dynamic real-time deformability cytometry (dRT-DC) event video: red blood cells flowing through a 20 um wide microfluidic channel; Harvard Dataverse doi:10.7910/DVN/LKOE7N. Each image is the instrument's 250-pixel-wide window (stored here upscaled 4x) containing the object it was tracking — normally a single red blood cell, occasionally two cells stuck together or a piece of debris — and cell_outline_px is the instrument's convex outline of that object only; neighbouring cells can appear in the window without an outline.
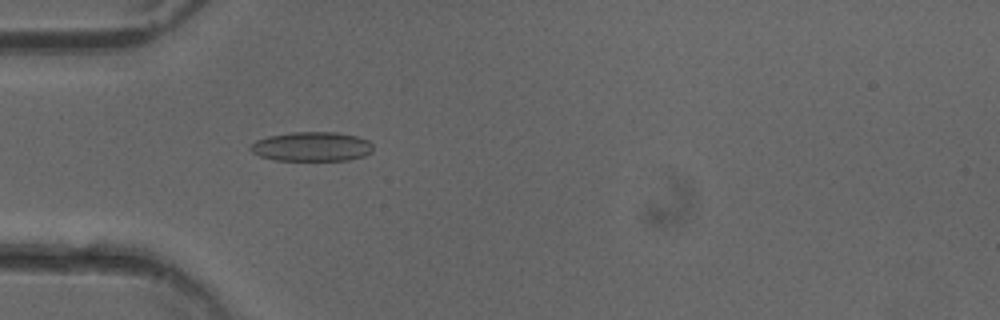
{"species": "common noctule bat (a hibernating species)", "species_latin": "Nyctalus noctula", "temperature_condition": "cold", "stored_images_in_passage": 44, "camera_frame_rate_fps": 3000, "um_per_image_px": 0.085, "animal": {"sex": "female"}, "frame": {"image": 1, "passage_image": 16, "time_ms": 5.0, "image_size_px": [1000, 320], "cell_outline_px": [[372, 152], [364, 156], [348, 160], [272, 160], [260, 156], [252, 152], [248, 148], [248, 144], [256, 140], [268, 136], [292, 132], [336, 132], [356, 136], [368, 140], [372, 144]], "centroid_in_image_um": [26.46, 12.46], "position_along_channel_um": 58.5, "area_um2": 21.15}}
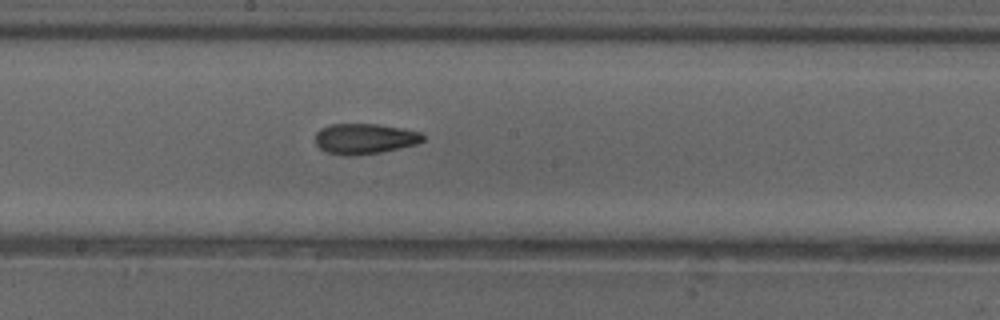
{"frame": {"image": 2, "passage_image": 28, "time_ms": 9.0, "image_size_px": [1000, 320], "cell_outline_px": [[424, 140], [416, 144], [400, 148], [380, 152], [352, 156], [348, 156], [328, 152], [320, 148], [316, 144], [316, 132], [320, 128], [332, 124], [376, 124], [404, 128], [420, 132], [424, 136]], "centroid_in_image_um": [31.0, 11.78], "position_along_channel_um": 217.2, "area_um2": 19.07}}
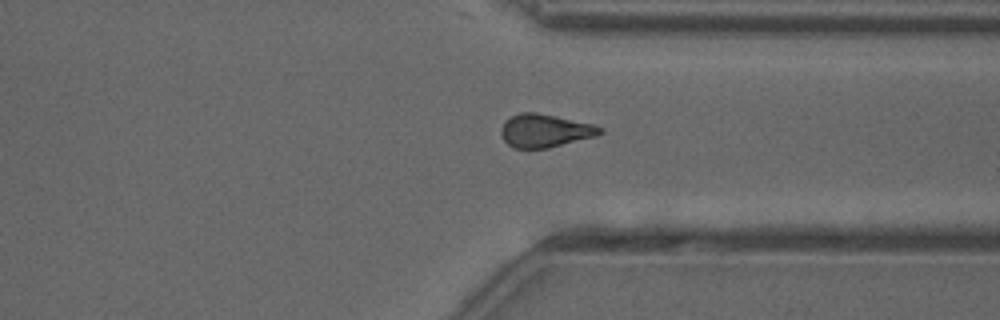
{"frame": {"image": 3, "passage_image": 39, "time_ms": 12.667, "image_size_px": [1000, 320], "cell_outline_px": [[604, 132], [596, 136], [548, 148], [512, 148], [504, 140], [500, 132], [500, 128], [504, 120], [520, 112], [536, 112], [592, 124], [600, 128]], "centroid_in_image_um": [46.27, 11.11], "position_along_channel_um": 365.1, "area_um2": 19.02}}